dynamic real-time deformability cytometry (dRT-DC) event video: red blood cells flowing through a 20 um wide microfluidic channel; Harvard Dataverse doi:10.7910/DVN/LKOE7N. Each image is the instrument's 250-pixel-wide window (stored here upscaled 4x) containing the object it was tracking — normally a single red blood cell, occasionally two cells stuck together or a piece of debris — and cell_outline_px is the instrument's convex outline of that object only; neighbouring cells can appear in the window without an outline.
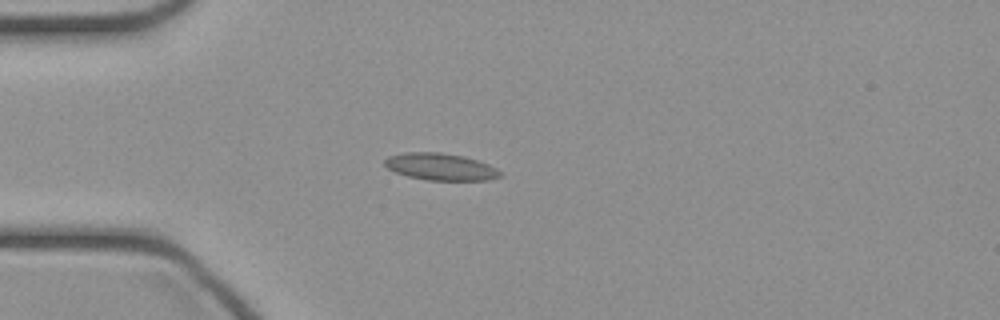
{"species": "common noctule bat (a hibernating species)", "species_latin": "Nyctalus noctula", "temperature_condition": "cold", "stored_images_in_passage": 36, "camera_frame_rate_fps": 3000, "um_per_image_px": 0.085, "animal": {"sex": "female", "body_mass_g": 21.9}, "frame": {"image": 1, "passage_image": 2, "time_ms": 0.333, "image_size_px": [1000, 320], "cell_outline_px": [[500, 176], [488, 180], [424, 180], [408, 176], [396, 172], [388, 168], [384, 164], [384, 160], [388, 156], [404, 152], [440, 152], [464, 156], [488, 164], [496, 168], [500, 172]], "centroid_in_image_um": [37.41, 14.17], "position_along_channel_um": 47.6, "area_um2": 18.09}}
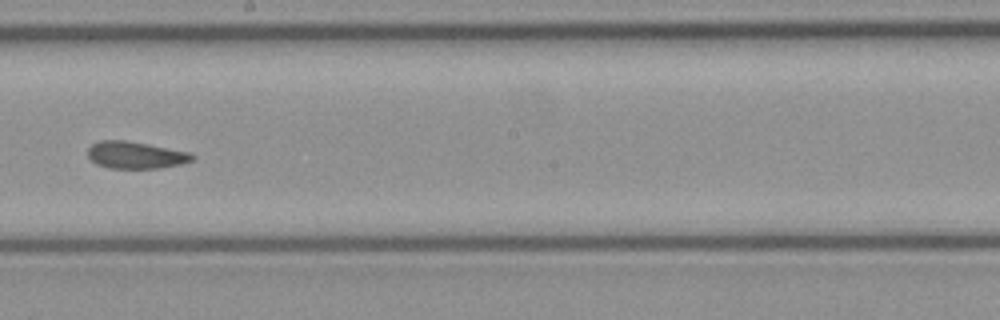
{"frame": {"image": 2, "passage_image": 16, "time_ms": 5.0, "image_size_px": [1000, 320], "cell_outline_px": [[196, 156], [192, 160], [180, 164], [160, 168], [108, 168], [96, 164], [88, 156], [88, 148], [92, 144], [100, 140], [128, 140], [188, 152]], "centroid_in_image_um": [11.5, 13.18], "position_along_channel_um": 236.7, "area_um2": 16.42}}
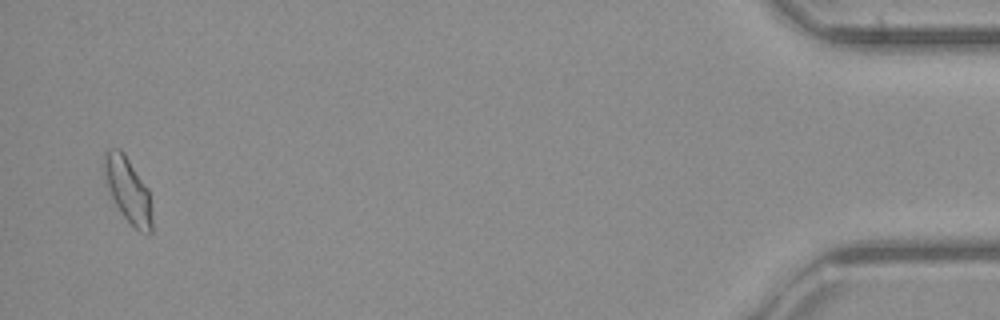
{"frame": {"image": 3, "passage_image": 35, "time_ms": 11.333, "image_size_px": [1000, 320], "cell_outline_px": [[152, 232], [148, 236], [140, 232], [120, 212], [112, 196], [100, 168], [100, 164], [104, 152], [108, 148], [120, 148], [124, 152], [148, 188], [152, 216]], "centroid_in_image_um": [10.84, 16.09], "position_along_channel_um": 424.4, "area_um2": 18.55}}